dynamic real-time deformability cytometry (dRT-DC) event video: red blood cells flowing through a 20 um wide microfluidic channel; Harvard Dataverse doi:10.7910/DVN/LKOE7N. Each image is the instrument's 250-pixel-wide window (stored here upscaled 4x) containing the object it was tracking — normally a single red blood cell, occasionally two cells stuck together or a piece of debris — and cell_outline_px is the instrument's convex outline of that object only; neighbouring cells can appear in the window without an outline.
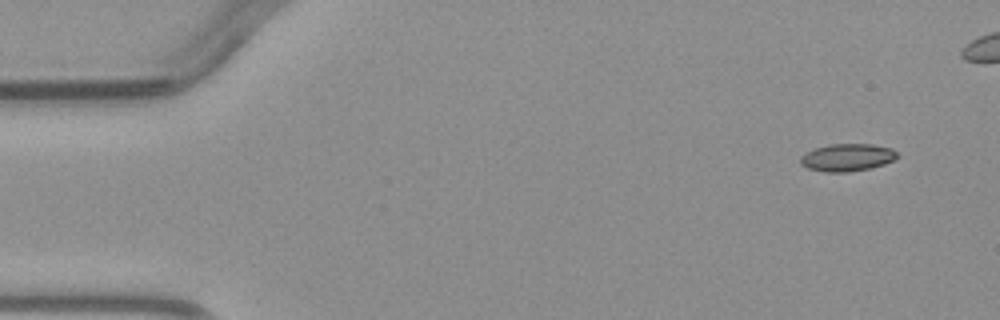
{"species": "common noctule bat (a hibernating species)", "species_latin": "Nyctalus noctula", "temperature_condition": "warm", "stored_images_in_passage": 3, "segment_of_instrument_passage": [2, 2], "camera_frame_rate_fps": 3000, "um_per_image_px": 0.085, "animal": {"sex": "male", "body_mass_g": 23.1, "forearm_length_mm": 52.7}, "frame": {"image": 1, "passage_image": 3, "time_ms": 2.333, "image_size_px": [1000, 320], "cell_outline_px": [[900, 156], [884, 164], [872, 168], [848, 172], [824, 172], [808, 168], [800, 164], [800, 156], [804, 152], [828, 144], [872, 144], [892, 148]], "centroid_in_image_um": [72.0, 13.38], "position_along_channel_um": 13.0, "area_um2": 15.66}}